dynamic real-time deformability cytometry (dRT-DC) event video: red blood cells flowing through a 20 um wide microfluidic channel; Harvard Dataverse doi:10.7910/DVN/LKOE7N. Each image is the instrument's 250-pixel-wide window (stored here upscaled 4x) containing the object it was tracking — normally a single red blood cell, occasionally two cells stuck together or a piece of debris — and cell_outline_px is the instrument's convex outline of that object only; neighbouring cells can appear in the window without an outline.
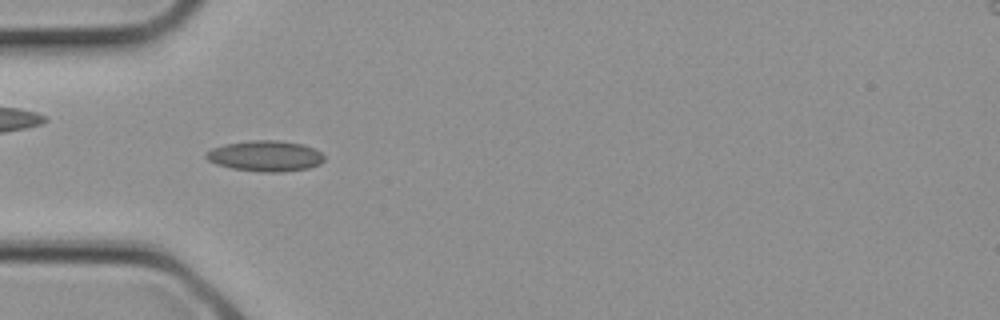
{"species": "common noctule bat (a hibernating species)", "species_latin": "Nyctalus noctula", "temperature_condition": "cold", "stored_images_in_passage": 1, "camera_frame_rate_fps": 3000, "um_per_image_px": 0.085, "animal": {"sex": "female", "body_mass_g": 21.9}, "frame": {"image": 1, "passage_image": 1, "time_ms": 0.0, "image_size_px": [1000, 320], "cell_outline_px": [[324, 160], [320, 164], [308, 168], [280, 172], [260, 172], [232, 168], [216, 164], [208, 160], [204, 156], [204, 152], [212, 148], [224, 144], [252, 140], [280, 140], [304, 144], [320, 152], [324, 156]], "centroid_in_image_um": [22.53, 13.25], "position_along_channel_um": 62.5, "area_um2": 21.27}}